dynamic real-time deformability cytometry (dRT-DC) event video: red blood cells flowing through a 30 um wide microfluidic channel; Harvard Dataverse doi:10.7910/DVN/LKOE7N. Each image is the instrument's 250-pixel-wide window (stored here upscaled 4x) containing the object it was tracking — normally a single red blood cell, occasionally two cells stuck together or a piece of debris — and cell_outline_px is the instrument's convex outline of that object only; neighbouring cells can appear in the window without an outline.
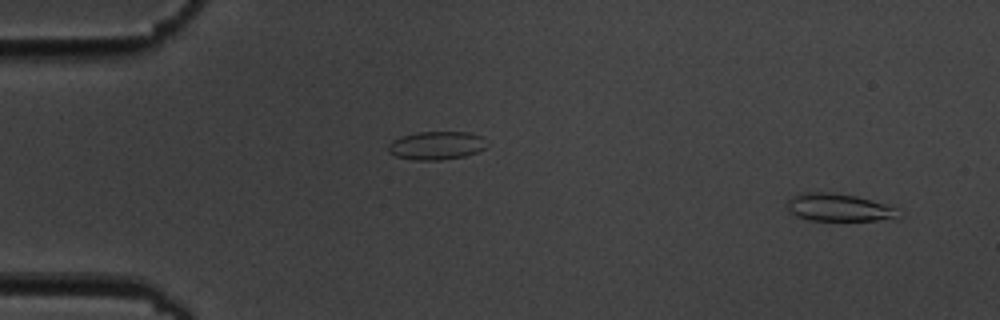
{"species": "common noctule bat (a hibernating species)", "species_latin": "Nyctalus noctula", "temperature_condition": "cold", "stored_images_in_passage": 4, "camera_frame_rate_fps": 3000, "um_per_image_px": 0.085, "animal": {"sex": "male", "body_mass_g": 19.5, "forearm_length_mm": 54.6}, "frame": {"image": 1, "passage_image": 1, "time_ms": 0.0, "image_size_px": [1000, 320], "cell_outline_px": [[896, 208], [892, 216], [876, 220], [812, 220], [796, 216], [788, 212], [788, 200], [792, 196], [800, 192], [828, 192], [856, 196], [884, 204]], "centroid_in_image_um": [71.12, 17.61], "position_along_channel_um": 13.9, "area_um2": 17.28}}